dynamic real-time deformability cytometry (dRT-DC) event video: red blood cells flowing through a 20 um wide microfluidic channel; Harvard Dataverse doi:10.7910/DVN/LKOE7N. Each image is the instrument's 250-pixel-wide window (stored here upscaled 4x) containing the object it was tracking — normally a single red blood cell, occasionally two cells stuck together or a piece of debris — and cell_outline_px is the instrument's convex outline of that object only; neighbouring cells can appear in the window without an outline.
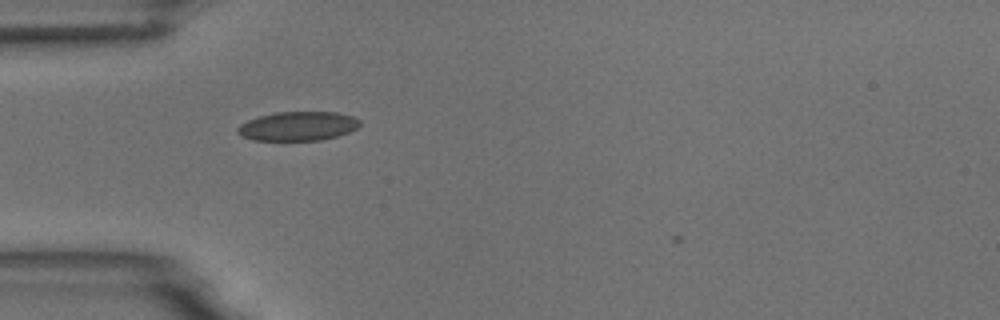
{"species": "common noctule bat (a hibernating species)", "species_latin": "Nyctalus noctula", "temperature_condition": "room temperature", "stored_images_in_passage": 34, "camera_frame_rate_fps": 3000, "um_per_image_px": 0.085, "animal": {"sex": "male", "body_mass_g": 18.8}, "frame": {"image": 1, "passage_image": 1, "time_ms": 0.0, "image_size_px": [1000, 320], "cell_outline_px": [[360, 124], [356, 128], [348, 132], [336, 136], [320, 140], [252, 140], [240, 136], [236, 132], [236, 128], [240, 124], [248, 120], [260, 116], [276, 112], [336, 112], [352, 116], [360, 120]], "centroid_in_image_um": [25.28, 10.72], "position_along_channel_um": 59.7, "area_um2": 20.69}}
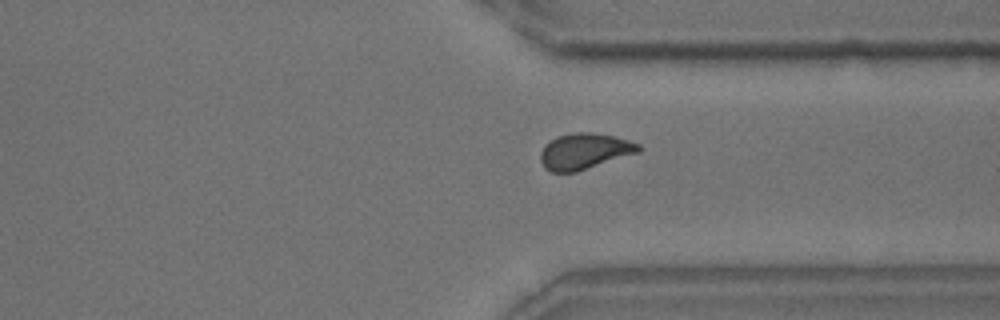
{"frame": {"image": 2, "passage_image": 26, "time_ms": 8.333, "image_size_px": [1000, 320], "cell_outline_px": [[640, 152], [576, 172], [552, 172], [544, 168], [540, 160], [540, 152], [544, 144], [556, 136], [576, 132], [592, 132], [612, 136], [628, 140], [640, 144]], "centroid_in_image_um": [49.65, 12.86], "position_along_channel_um": 361.8, "area_um2": 20.63}}
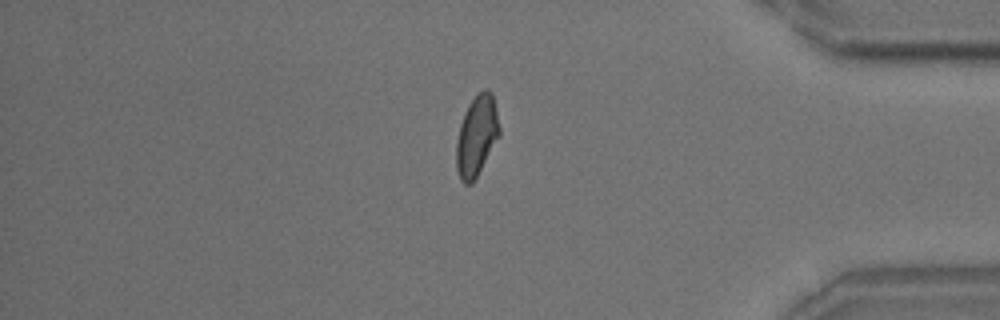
{"frame": {"image": 3, "passage_image": 31, "time_ms": 10.0, "image_size_px": [1000, 320], "cell_outline_px": [[500, 136], [472, 184], [464, 184], [460, 180], [456, 168], [456, 140], [460, 124], [464, 112], [468, 104], [484, 88], [492, 92], [500, 128]], "centroid_in_image_um": [40.51, 11.57], "position_along_channel_um": 394.7, "area_um2": 20.29}}